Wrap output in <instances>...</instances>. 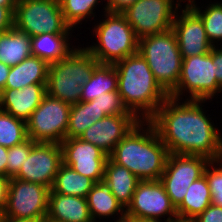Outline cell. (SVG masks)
Listing matches in <instances>:
<instances>
[{
    "label": "cell",
    "mask_w": 222,
    "mask_h": 222,
    "mask_svg": "<svg viewBox=\"0 0 222 222\" xmlns=\"http://www.w3.org/2000/svg\"><path fill=\"white\" fill-rule=\"evenodd\" d=\"M220 92L222 88L215 77L210 50L209 53L189 56L182 60L177 87L169 94V97L182 101L184 98L181 96L189 93L187 100L212 101ZM184 93L186 95H183Z\"/></svg>",
    "instance_id": "8"
},
{
    "label": "cell",
    "mask_w": 222,
    "mask_h": 222,
    "mask_svg": "<svg viewBox=\"0 0 222 222\" xmlns=\"http://www.w3.org/2000/svg\"><path fill=\"white\" fill-rule=\"evenodd\" d=\"M46 94V84H31L22 89L4 88L0 92V109L27 122Z\"/></svg>",
    "instance_id": "18"
},
{
    "label": "cell",
    "mask_w": 222,
    "mask_h": 222,
    "mask_svg": "<svg viewBox=\"0 0 222 222\" xmlns=\"http://www.w3.org/2000/svg\"><path fill=\"white\" fill-rule=\"evenodd\" d=\"M63 164L92 179L104 180L108 155L99 147L80 138H66L60 143Z\"/></svg>",
    "instance_id": "15"
},
{
    "label": "cell",
    "mask_w": 222,
    "mask_h": 222,
    "mask_svg": "<svg viewBox=\"0 0 222 222\" xmlns=\"http://www.w3.org/2000/svg\"><path fill=\"white\" fill-rule=\"evenodd\" d=\"M138 53L148 63L156 81L170 94L177 87L183 60L173 30L140 38Z\"/></svg>",
    "instance_id": "6"
},
{
    "label": "cell",
    "mask_w": 222,
    "mask_h": 222,
    "mask_svg": "<svg viewBox=\"0 0 222 222\" xmlns=\"http://www.w3.org/2000/svg\"><path fill=\"white\" fill-rule=\"evenodd\" d=\"M50 188L10 178L5 217L40 222L48 214Z\"/></svg>",
    "instance_id": "10"
},
{
    "label": "cell",
    "mask_w": 222,
    "mask_h": 222,
    "mask_svg": "<svg viewBox=\"0 0 222 222\" xmlns=\"http://www.w3.org/2000/svg\"><path fill=\"white\" fill-rule=\"evenodd\" d=\"M168 222H197L194 218L175 217Z\"/></svg>",
    "instance_id": "45"
},
{
    "label": "cell",
    "mask_w": 222,
    "mask_h": 222,
    "mask_svg": "<svg viewBox=\"0 0 222 222\" xmlns=\"http://www.w3.org/2000/svg\"><path fill=\"white\" fill-rule=\"evenodd\" d=\"M40 222H58V221H55V220H53V219H51V218H49V217H45L44 219H42Z\"/></svg>",
    "instance_id": "49"
},
{
    "label": "cell",
    "mask_w": 222,
    "mask_h": 222,
    "mask_svg": "<svg viewBox=\"0 0 222 222\" xmlns=\"http://www.w3.org/2000/svg\"><path fill=\"white\" fill-rule=\"evenodd\" d=\"M4 222H33V221L5 217Z\"/></svg>",
    "instance_id": "46"
},
{
    "label": "cell",
    "mask_w": 222,
    "mask_h": 222,
    "mask_svg": "<svg viewBox=\"0 0 222 222\" xmlns=\"http://www.w3.org/2000/svg\"><path fill=\"white\" fill-rule=\"evenodd\" d=\"M98 60L83 46L49 64L46 93L70 105L80 102L82 86L91 77Z\"/></svg>",
    "instance_id": "4"
},
{
    "label": "cell",
    "mask_w": 222,
    "mask_h": 222,
    "mask_svg": "<svg viewBox=\"0 0 222 222\" xmlns=\"http://www.w3.org/2000/svg\"><path fill=\"white\" fill-rule=\"evenodd\" d=\"M104 181L126 210L131 204L133 194L141 180L126 167L119 166L108 158L105 164Z\"/></svg>",
    "instance_id": "22"
},
{
    "label": "cell",
    "mask_w": 222,
    "mask_h": 222,
    "mask_svg": "<svg viewBox=\"0 0 222 222\" xmlns=\"http://www.w3.org/2000/svg\"><path fill=\"white\" fill-rule=\"evenodd\" d=\"M175 4L173 0H138L122 14L140 39L172 29L179 9Z\"/></svg>",
    "instance_id": "12"
},
{
    "label": "cell",
    "mask_w": 222,
    "mask_h": 222,
    "mask_svg": "<svg viewBox=\"0 0 222 222\" xmlns=\"http://www.w3.org/2000/svg\"><path fill=\"white\" fill-rule=\"evenodd\" d=\"M10 178L0 175V209L5 210L7 205L8 186Z\"/></svg>",
    "instance_id": "38"
},
{
    "label": "cell",
    "mask_w": 222,
    "mask_h": 222,
    "mask_svg": "<svg viewBox=\"0 0 222 222\" xmlns=\"http://www.w3.org/2000/svg\"><path fill=\"white\" fill-rule=\"evenodd\" d=\"M32 56L31 36L15 27L0 34V62L8 66L21 63Z\"/></svg>",
    "instance_id": "24"
},
{
    "label": "cell",
    "mask_w": 222,
    "mask_h": 222,
    "mask_svg": "<svg viewBox=\"0 0 222 222\" xmlns=\"http://www.w3.org/2000/svg\"><path fill=\"white\" fill-rule=\"evenodd\" d=\"M100 2H105L106 0H99ZM114 1L115 0H107L106 2L107 3H105V6H104V8H103V10H105L103 13H105V12H107L106 10L114 3Z\"/></svg>",
    "instance_id": "47"
},
{
    "label": "cell",
    "mask_w": 222,
    "mask_h": 222,
    "mask_svg": "<svg viewBox=\"0 0 222 222\" xmlns=\"http://www.w3.org/2000/svg\"><path fill=\"white\" fill-rule=\"evenodd\" d=\"M216 161L222 166V154Z\"/></svg>",
    "instance_id": "51"
},
{
    "label": "cell",
    "mask_w": 222,
    "mask_h": 222,
    "mask_svg": "<svg viewBox=\"0 0 222 222\" xmlns=\"http://www.w3.org/2000/svg\"><path fill=\"white\" fill-rule=\"evenodd\" d=\"M105 19L94 24L97 42L85 47L99 63L114 64L138 53V37L122 13L105 12Z\"/></svg>",
    "instance_id": "5"
},
{
    "label": "cell",
    "mask_w": 222,
    "mask_h": 222,
    "mask_svg": "<svg viewBox=\"0 0 222 222\" xmlns=\"http://www.w3.org/2000/svg\"><path fill=\"white\" fill-rule=\"evenodd\" d=\"M169 152L150 121H139L108 158L126 167L141 181L160 180Z\"/></svg>",
    "instance_id": "2"
},
{
    "label": "cell",
    "mask_w": 222,
    "mask_h": 222,
    "mask_svg": "<svg viewBox=\"0 0 222 222\" xmlns=\"http://www.w3.org/2000/svg\"><path fill=\"white\" fill-rule=\"evenodd\" d=\"M174 1V3L175 2H177L176 3V5L179 7V8H182V5H181V2H186V0H173ZM188 2L187 3H185L186 5L184 6V8H192V7H194L195 5H196V2H195V0H187Z\"/></svg>",
    "instance_id": "43"
},
{
    "label": "cell",
    "mask_w": 222,
    "mask_h": 222,
    "mask_svg": "<svg viewBox=\"0 0 222 222\" xmlns=\"http://www.w3.org/2000/svg\"><path fill=\"white\" fill-rule=\"evenodd\" d=\"M137 1L138 0H115L106 11L111 13H122Z\"/></svg>",
    "instance_id": "39"
},
{
    "label": "cell",
    "mask_w": 222,
    "mask_h": 222,
    "mask_svg": "<svg viewBox=\"0 0 222 222\" xmlns=\"http://www.w3.org/2000/svg\"><path fill=\"white\" fill-rule=\"evenodd\" d=\"M204 175L211 192V204L222 207V166L217 161H210Z\"/></svg>",
    "instance_id": "33"
},
{
    "label": "cell",
    "mask_w": 222,
    "mask_h": 222,
    "mask_svg": "<svg viewBox=\"0 0 222 222\" xmlns=\"http://www.w3.org/2000/svg\"><path fill=\"white\" fill-rule=\"evenodd\" d=\"M27 139L26 122L0 109V145L11 148Z\"/></svg>",
    "instance_id": "29"
},
{
    "label": "cell",
    "mask_w": 222,
    "mask_h": 222,
    "mask_svg": "<svg viewBox=\"0 0 222 222\" xmlns=\"http://www.w3.org/2000/svg\"><path fill=\"white\" fill-rule=\"evenodd\" d=\"M14 27L31 37L44 33H73L75 30L66 23L59 0H17Z\"/></svg>",
    "instance_id": "7"
},
{
    "label": "cell",
    "mask_w": 222,
    "mask_h": 222,
    "mask_svg": "<svg viewBox=\"0 0 222 222\" xmlns=\"http://www.w3.org/2000/svg\"><path fill=\"white\" fill-rule=\"evenodd\" d=\"M94 184L95 182L92 179L81 175L70 166L62 163L51 190L62 195L86 198Z\"/></svg>",
    "instance_id": "27"
},
{
    "label": "cell",
    "mask_w": 222,
    "mask_h": 222,
    "mask_svg": "<svg viewBox=\"0 0 222 222\" xmlns=\"http://www.w3.org/2000/svg\"><path fill=\"white\" fill-rule=\"evenodd\" d=\"M71 106L46 93L26 122L28 138L34 142L60 144L66 139Z\"/></svg>",
    "instance_id": "9"
},
{
    "label": "cell",
    "mask_w": 222,
    "mask_h": 222,
    "mask_svg": "<svg viewBox=\"0 0 222 222\" xmlns=\"http://www.w3.org/2000/svg\"><path fill=\"white\" fill-rule=\"evenodd\" d=\"M197 4L192 9L201 17L206 35L212 46H218L222 42V2H212L202 10Z\"/></svg>",
    "instance_id": "31"
},
{
    "label": "cell",
    "mask_w": 222,
    "mask_h": 222,
    "mask_svg": "<svg viewBox=\"0 0 222 222\" xmlns=\"http://www.w3.org/2000/svg\"><path fill=\"white\" fill-rule=\"evenodd\" d=\"M10 68L7 64L0 62V92L4 90L6 86Z\"/></svg>",
    "instance_id": "41"
},
{
    "label": "cell",
    "mask_w": 222,
    "mask_h": 222,
    "mask_svg": "<svg viewBox=\"0 0 222 222\" xmlns=\"http://www.w3.org/2000/svg\"><path fill=\"white\" fill-rule=\"evenodd\" d=\"M91 102L96 104L99 109L102 110L107 116L118 114H133L125 106L118 90L101 94L100 97L95 98Z\"/></svg>",
    "instance_id": "34"
},
{
    "label": "cell",
    "mask_w": 222,
    "mask_h": 222,
    "mask_svg": "<svg viewBox=\"0 0 222 222\" xmlns=\"http://www.w3.org/2000/svg\"><path fill=\"white\" fill-rule=\"evenodd\" d=\"M14 12L15 7L0 6V34L14 27Z\"/></svg>",
    "instance_id": "36"
},
{
    "label": "cell",
    "mask_w": 222,
    "mask_h": 222,
    "mask_svg": "<svg viewBox=\"0 0 222 222\" xmlns=\"http://www.w3.org/2000/svg\"><path fill=\"white\" fill-rule=\"evenodd\" d=\"M49 64L30 56L18 65L11 66L5 88L22 89L31 84H46Z\"/></svg>",
    "instance_id": "21"
},
{
    "label": "cell",
    "mask_w": 222,
    "mask_h": 222,
    "mask_svg": "<svg viewBox=\"0 0 222 222\" xmlns=\"http://www.w3.org/2000/svg\"><path fill=\"white\" fill-rule=\"evenodd\" d=\"M72 33H44L31 37V52L33 56L43 59L48 64L65 58L75 46H71Z\"/></svg>",
    "instance_id": "20"
},
{
    "label": "cell",
    "mask_w": 222,
    "mask_h": 222,
    "mask_svg": "<svg viewBox=\"0 0 222 222\" xmlns=\"http://www.w3.org/2000/svg\"><path fill=\"white\" fill-rule=\"evenodd\" d=\"M126 214L138 220L165 222L177 217L176 207L172 204L160 180L140 181L126 209Z\"/></svg>",
    "instance_id": "13"
},
{
    "label": "cell",
    "mask_w": 222,
    "mask_h": 222,
    "mask_svg": "<svg viewBox=\"0 0 222 222\" xmlns=\"http://www.w3.org/2000/svg\"><path fill=\"white\" fill-rule=\"evenodd\" d=\"M139 121L134 114L108 115L88 127L79 138L109 155Z\"/></svg>",
    "instance_id": "17"
},
{
    "label": "cell",
    "mask_w": 222,
    "mask_h": 222,
    "mask_svg": "<svg viewBox=\"0 0 222 222\" xmlns=\"http://www.w3.org/2000/svg\"><path fill=\"white\" fill-rule=\"evenodd\" d=\"M116 221L114 222H138V219L132 216L127 215L126 213L121 217H115Z\"/></svg>",
    "instance_id": "42"
},
{
    "label": "cell",
    "mask_w": 222,
    "mask_h": 222,
    "mask_svg": "<svg viewBox=\"0 0 222 222\" xmlns=\"http://www.w3.org/2000/svg\"><path fill=\"white\" fill-rule=\"evenodd\" d=\"M219 46H213L211 49V56L215 70V77L218 85L222 88V45L221 42Z\"/></svg>",
    "instance_id": "37"
},
{
    "label": "cell",
    "mask_w": 222,
    "mask_h": 222,
    "mask_svg": "<svg viewBox=\"0 0 222 222\" xmlns=\"http://www.w3.org/2000/svg\"><path fill=\"white\" fill-rule=\"evenodd\" d=\"M35 142L27 139L23 143L8 148L7 153V177H14L21 169L23 163L30 155L32 145Z\"/></svg>",
    "instance_id": "32"
},
{
    "label": "cell",
    "mask_w": 222,
    "mask_h": 222,
    "mask_svg": "<svg viewBox=\"0 0 222 222\" xmlns=\"http://www.w3.org/2000/svg\"><path fill=\"white\" fill-rule=\"evenodd\" d=\"M118 92L130 112L149 121L169 94L156 81L146 60L136 53L115 62Z\"/></svg>",
    "instance_id": "3"
},
{
    "label": "cell",
    "mask_w": 222,
    "mask_h": 222,
    "mask_svg": "<svg viewBox=\"0 0 222 222\" xmlns=\"http://www.w3.org/2000/svg\"><path fill=\"white\" fill-rule=\"evenodd\" d=\"M7 153L8 148L0 145V175L7 177Z\"/></svg>",
    "instance_id": "40"
},
{
    "label": "cell",
    "mask_w": 222,
    "mask_h": 222,
    "mask_svg": "<svg viewBox=\"0 0 222 222\" xmlns=\"http://www.w3.org/2000/svg\"><path fill=\"white\" fill-rule=\"evenodd\" d=\"M107 115L91 101L73 104L69 113L66 138H79L84 131Z\"/></svg>",
    "instance_id": "28"
},
{
    "label": "cell",
    "mask_w": 222,
    "mask_h": 222,
    "mask_svg": "<svg viewBox=\"0 0 222 222\" xmlns=\"http://www.w3.org/2000/svg\"><path fill=\"white\" fill-rule=\"evenodd\" d=\"M211 204V192L205 175L195 180L187 188L182 203L176 208L177 215L195 218Z\"/></svg>",
    "instance_id": "26"
},
{
    "label": "cell",
    "mask_w": 222,
    "mask_h": 222,
    "mask_svg": "<svg viewBox=\"0 0 222 222\" xmlns=\"http://www.w3.org/2000/svg\"><path fill=\"white\" fill-rule=\"evenodd\" d=\"M66 23L74 29L86 18L95 17V10L99 7V0H59ZM98 5V6H97Z\"/></svg>",
    "instance_id": "30"
},
{
    "label": "cell",
    "mask_w": 222,
    "mask_h": 222,
    "mask_svg": "<svg viewBox=\"0 0 222 222\" xmlns=\"http://www.w3.org/2000/svg\"><path fill=\"white\" fill-rule=\"evenodd\" d=\"M86 200L94 222H98V219L101 218H114L116 215L121 217L126 213V210L112 194L109 185L104 180L93 185L86 196Z\"/></svg>",
    "instance_id": "23"
},
{
    "label": "cell",
    "mask_w": 222,
    "mask_h": 222,
    "mask_svg": "<svg viewBox=\"0 0 222 222\" xmlns=\"http://www.w3.org/2000/svg\"><path fill=\"white\" fill-rule=\"evenodd\" d=\"M172 30L176 35L182 59L209 53L213 48L201 17L192 8L177 10Z\"/></svg>",
    "instance_id": "16"
},
{
    "label": "cell",
    "mask_w": 222,
    "mask_h": 222,
    "mask_svg": "<svg viewBox=\"0 0 222 222\" xmlns=\"http://www.w3.org/2000/svg\"><path fill=\"white\" fill-rule=\"evenodd\" d=\"M138 222H163V220L161 221H154V220H138ZM165 222V221H164Z\"/></svg>",
    "instance_id": "50"
},
{
    "label": "cell",
    "mask_w": 222,
    "mask_h": 222,
    "mask_svg": "<svg viewBox=\"0 0 222 222\" xmlns=\"http://www.w3.org/2000/svg\"><path fill=\"white\" fill-rule=\"evenodd\" d=\"M118 90V73L113 64L99 63L82 86L80 101L89 102L101 94Z\"/></svg>",
    "instance_id": "25"
},
{
    "label": "cell",
    "mask_w": 222,
    "mask_h": 222,
    "mask_svg": "<svg viewBox=\"0 0 222 222\" xmlns=\"http://www.w3.org/2000/svg\"><path fill=\"white\" fill-rule=\"evenodd\" d=\"M5 219V210L0 209V222H4Z\"/></svg>",
    "instance_id": "48"
},
{
    "label": "cell",
    "mask_w": 222,
    "mask_h": 222,
    "mask_svg": "<svg viewBox=\"0 0 222 222\" xmlns=\"http://www.w3.org/2000/svg\"><path fill=\"white\" fill-rule=\"evenodd\" d=\"M197 222H222V207L210 204L194 218Z\"/></svg>",
    "instance_id": "35"
},
{
    "label": "cell",
    "mask_w": 222,
    "mask_h": 222,
    "mask_svg": "<svg viewBox=\"0 0 222 222\" xmlns=\"http://www.w3.org/2000/svg\"><path fill=\"white\" fill-rule=\"evenodd\" d=\"M17 0H0V6L16 7Z\"/></svg>",
    "instance_id": "44"
},
{
    "label": "cell",
    "mask_w": 222,
    "mask_h": 222,
    "mask_svg": "<svg viewBox=\"0 0 222 222\" xmlns=\"http://www.w3.org/2000/svg\"><path fill=\"white\" fill-rule=\"evenodd\" d=\"M209 162L203 156L169 153L160 182L176 208L184 200L190 184L204 175Z\"/></svg>",
    "instance_id": "11"
},
{
    "label": "cell",
    "mask_w": 222,
    "mask_h": 222,
    "mask_svg": "<svg viewBox=\"0 0 222 222\" xmlns=\"http://www.w3.org/2000/svg\"><path fill=\"white\" fill-rule=\"evenodd\" d=\"M62 163L60 144L35 142L30 155L13 178L38 183L51 189Z\"/></svg>",
    "instance_id": "14"
},
{
    "label": "cell",
    "mask_w": 222,
    "mask_h": 222,
    "mask_svg": "<svg viewBox=\"0 0 222 222\" xmlns=\"http://www.w3.org/2000/svg\"><path fill=\"white\" fill-rule=\"evenodd\" d=\"M179 101L168 97L149 120L161 141L169 153L203 156L216 161L222 154V137L202 108L207 101Z\"/></svg>",
    "instance_id": "1"
},
{
    "label": "cell",
    "mask_w": 222,
    "mask_h": 222,
    "mask_svg": "<svg viewBox=\"0 0 222 222\" xmlns=\"http://www.w3.org/2000/svg\"><path fill=\"white\" fill-rule=\"evenodd\" d=\"M47 217L58 222H94L86 198L62 195L51 189Z\"/></svg>",
    "instance_id": "19"
}]
</instances>
